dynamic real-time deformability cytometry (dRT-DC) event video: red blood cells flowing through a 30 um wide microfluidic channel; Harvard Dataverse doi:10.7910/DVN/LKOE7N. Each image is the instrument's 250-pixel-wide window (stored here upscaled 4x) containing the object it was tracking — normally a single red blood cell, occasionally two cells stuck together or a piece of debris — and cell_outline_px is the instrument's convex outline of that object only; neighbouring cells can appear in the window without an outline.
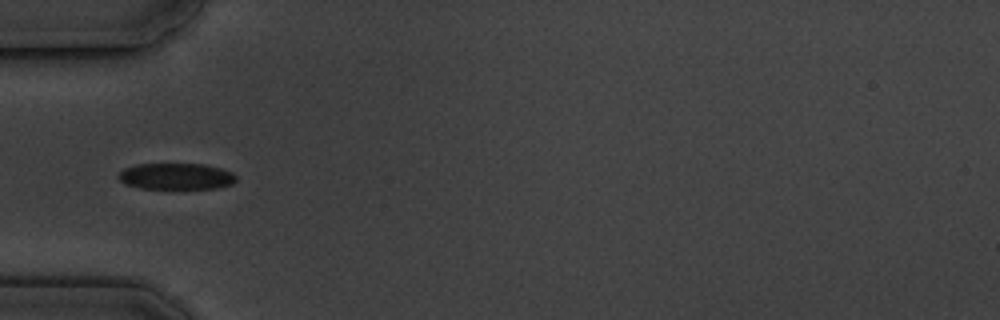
{"species": "common noctule bat (a hibernating species)", "species_latin": "Nyctalus noctula", "temperature_condition": "cold", "stored_images_in_passage": 6, "camera_frame_rate_fps": 3000, "um_per_image_px": 0.085, "animal": {"sex": "male", "body_mass_g": 19.5, "forearm_length_mm": 54.6}, "frame": {"image": 1, "passage_image": 2, "time_ms": 1.333, "image_size_px": [1000, 320], "cell_outline_px": [[236, 180], [232, 184], [216, 188], [140, 188], [124, 184], [116, 176], [124, 168], [136, 164], [204, 164], [220, 168], [232, 172], [236, 176]], "centroid_in_image_um": [14.95, 14.98], "position_along_channel_um": 70.1, "area_um2": 18.03}}